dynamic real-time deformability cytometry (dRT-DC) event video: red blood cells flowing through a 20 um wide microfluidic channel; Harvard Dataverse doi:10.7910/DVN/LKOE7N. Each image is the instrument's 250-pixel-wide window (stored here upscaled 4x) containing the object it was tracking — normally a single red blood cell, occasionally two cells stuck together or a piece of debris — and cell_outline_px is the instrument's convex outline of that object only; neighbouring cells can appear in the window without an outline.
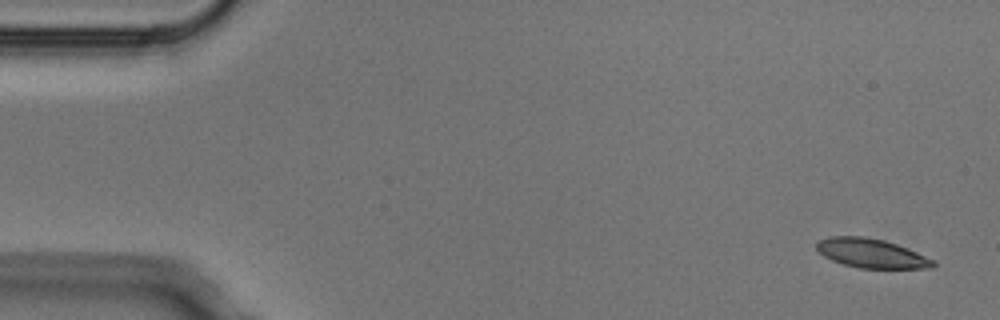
{"species": "Egyptian fruit bat (a non-hibernating species)", "species_latin": "Rousettus aegyptiacus", "temperature_condition": "cold", "stored_images_in_passage": 7, "camera_frame_rate_fps": 3000, "um_per_image_px": 0.085, "animal": {"sex": "male"}, "frame": {"image": 1, "passage_image": 1, "time_ms": 0.0, "image_size_px": [1000, 320], "cell_outline_px": [[936, 264], [932, 268], [860, 268], [844, 264], [832, 260], [824, 256], [816, 248], [816, 244], [820, 240], [828, 236], [864, 236], [884, 240], [896, 244], [936, 260]], "centroid_in_image_um": [74.08, 21.52], "position_along_channel_um": 10.9, "area_um2": 19.71}}
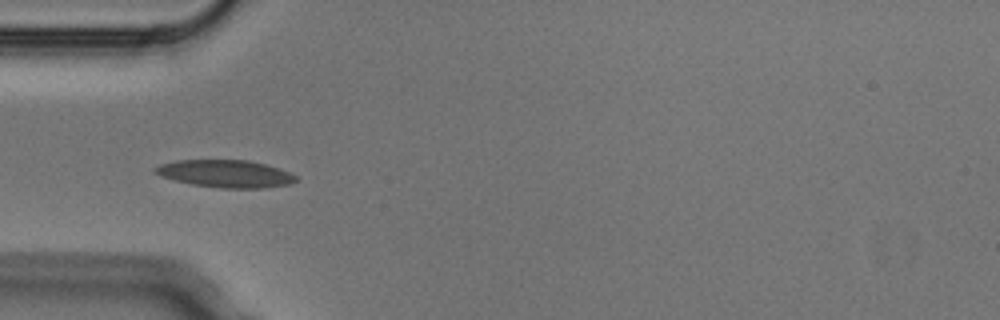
{"frame": {"image": 2, "passage_image": 5, "time_ms": 1.333, "image_size_px": [1000, 320], "cell_outline_px": [[300, 180], [292, 184], [264, 188], [220, 188], [192, 184], [160, 176], [152, 172], [152, 168], [160, 164], [176, 160], [248, 160], [264, 164], [288, 172], [296, 176]], "centroid_in_image_um": [19.15, 14.77], "position_along_channel_um": 65.8, "area_um2": 22.6}}
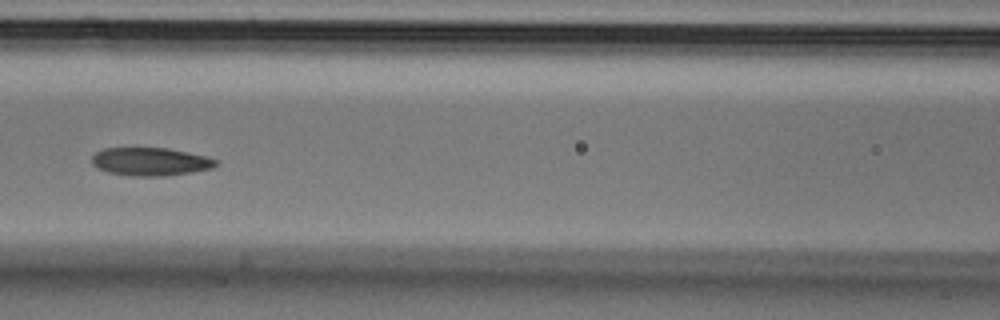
{"frame": {"image": 3, "passage_image": 7, "time_ms": 2.0, "image_size_px": [1000, 320], "cell_outline_px": [[220, 164], [212, 168], [192, 172], [164, 176], [128, 176], [108, 172], [96, 168], [92, 164], [92, 156], [96, 152], [104, 148], [168, 148], [208, 156], [216, 160]], "centroid_in_image_um": [12.79, 13.74], "position_along_channel_um": 153.8, "area_um2": 20.52}}